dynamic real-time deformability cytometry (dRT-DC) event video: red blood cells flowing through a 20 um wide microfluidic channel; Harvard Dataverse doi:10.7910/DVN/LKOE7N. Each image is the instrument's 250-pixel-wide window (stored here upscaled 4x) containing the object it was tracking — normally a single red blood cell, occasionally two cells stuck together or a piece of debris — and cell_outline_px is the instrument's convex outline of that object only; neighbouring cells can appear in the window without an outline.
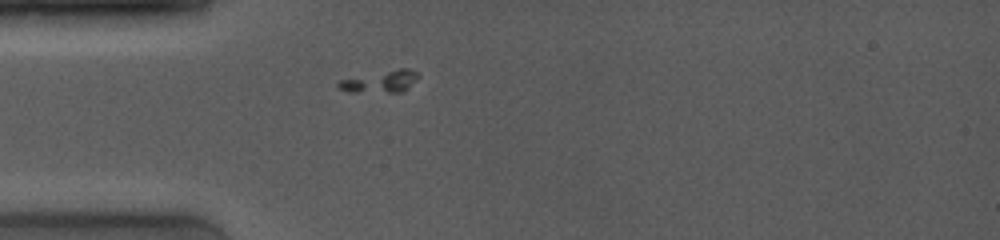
{"species": "common noctule bat (a hibernating species)", "species_latin": "Nyctalus noctula", "temperature_condition": "room temperature", "stored_images_in_passage": 42, "camera_frame_rate_fps": 4000, "um_per_image_px": 0.085, "animal": {"sex": "female", "body_mass_g": 19.0, "forearm_length_mm": 53.3}, "frame": {"image": 1, "passage_image": 10, "time_ms": 2.5, "image_size_px": [1000, 240], "cell_outline_px": [[420, 76], [404, 92], [348, 92], [340, 88], [336, 84], [340, 80], [400, 68], [408, 68], [416, 72]], "centroid_in_image_um": [32.38, 6.94], "position_along_channel_um": 52.6, "area_um2": 10.06}}
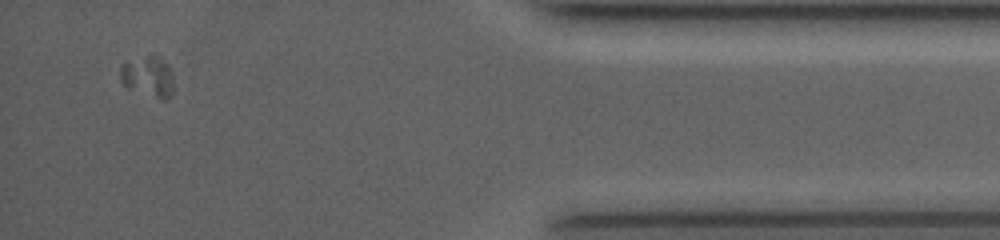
{"frame": {"image": 2, "passage_image": 38, "time_ms": 13.0, "image_size_px": [1000, 240], "cell_outline_px": [[176, 88], [168, 100], [164, 100], [128, 88], [120, 80], [120, 68], [124, 64], [152, 52], [168, 64]], "centroid_in_image_um": [12.65, 6.51], "position_along_channel_um": 422.6, "area_um2": 12.89}}